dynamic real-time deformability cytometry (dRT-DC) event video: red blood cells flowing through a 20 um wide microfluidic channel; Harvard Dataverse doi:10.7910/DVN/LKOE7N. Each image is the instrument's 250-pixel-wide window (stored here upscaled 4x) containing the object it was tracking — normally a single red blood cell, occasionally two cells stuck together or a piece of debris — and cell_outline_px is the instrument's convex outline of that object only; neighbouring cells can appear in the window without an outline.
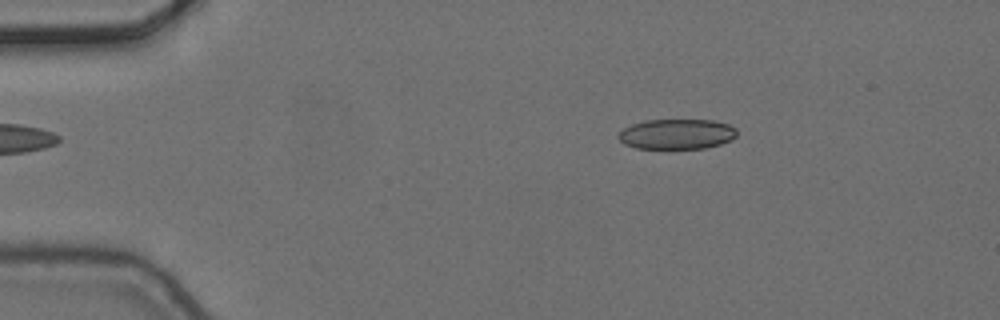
{"species": "common noctule bat (a hibernating species)", "species_latin": "Nyctalus noctula", "temperature_condition": "cold", "stored_images_in_passage": 2, "camera_frame_rate_fps": 3000, "um_per_image_px": 0.085, "animal": {"sex": "female", "body_mass_g": 24.6, "forearm_length_mm": 56.2}, "frame": {"image": 1, "passage_image": 2, "time_ms": 0.333, "image_size_px": [1000, 320], "cell_outline_px": [[736, 136], [732, 140], [720, 144], [704, 148], [636, 148], [624, 144], [616, 136], [624, 128], [632, 124], [644, 120], [712, 120], [728, 124], [736, 128]], "centroid_in_image_um": [57.52, 11.39], "position_along_channel_um": 27.5, "area_um2": 20.81}}